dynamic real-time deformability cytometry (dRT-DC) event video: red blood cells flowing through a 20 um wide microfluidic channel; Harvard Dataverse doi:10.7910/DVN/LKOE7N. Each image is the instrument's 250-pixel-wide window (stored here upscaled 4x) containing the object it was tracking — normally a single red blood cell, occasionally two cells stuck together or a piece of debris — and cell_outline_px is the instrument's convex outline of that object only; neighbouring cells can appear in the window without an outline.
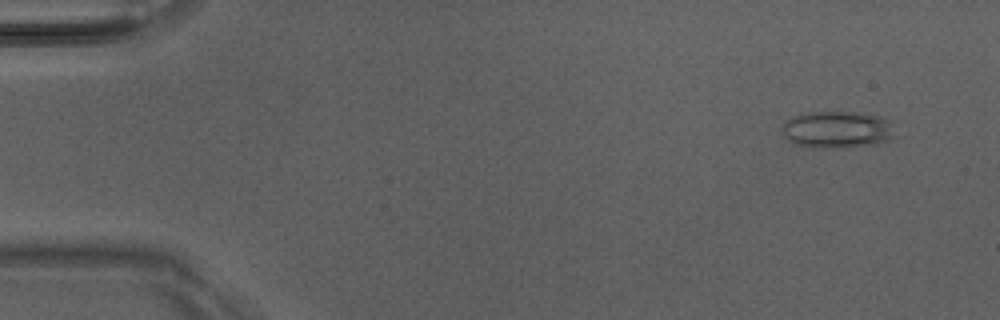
{"species": "Egyptian fruit bat (a non-hibernating species)", "species_latin": "Rousettus aegyptiacus", "temperature_condition": "room temperature", "stored_images_in_passage": 48, "camera_frame_rate_fps": 3000, "um_per_image_px": 0.085, "animal": {"sex": "male"}, "frame": {"image": 1, "passage_image": 1, "time_ms": 0.0, "image_size_px": [1000, 320], "cell_outline_px": [[892, 136], [876, 144], [844, 148], [816, 148], [796, 144], [788, 140], [784, 136], [780, 128], [784, 120], [792, 116], [804, 112], [852, 112], [880, 116], [892, 120]], "centroid_in_image_um": [71.09, 11.01], "position_along_channel_um": 13.9, "area_um2": 24.57}}
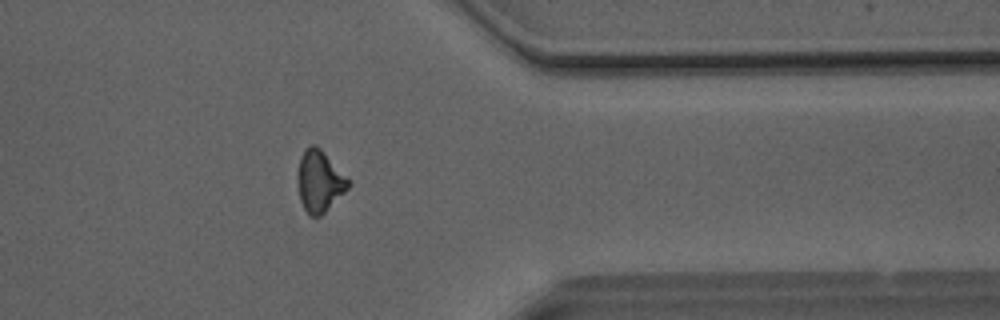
{"frame": {"image": 2, "passage_image": 38, "time_ms": 12.333, "image_size_px": [1000, 320], "cell_outline_px": [[352, 184], [320, 216], [308, 216], [300, 200], [296, 180], [296, 176], [300, 156], [304, 148], [312, 144], [316, 144], [352, 180]], "centroid_in_image_um": [27.15, 15.37], "position_along_channel_um": 384.3, "area_um2": 18.55}}
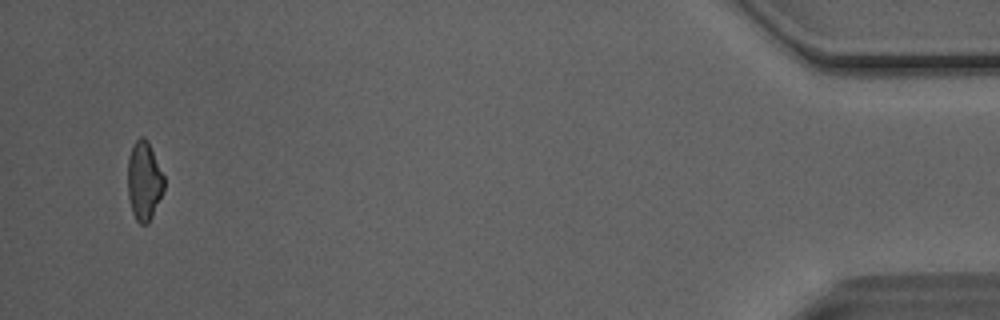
{"frame": {"image": 3, "passage_image": 46, "time_ms": 15.0, "image_size_px": [1000, 320], "cell_outline_px": [[164, 188], [152, 216], [148, 224], [140, 224], [136, 220], [132, 212], [128, 196], [128, 156], [132, 144], [140, 136], [144, 136], [148, 140], [164, 176]], "centroid_in_image_um": [12.23, 15.34], "position_along_channel_um": 423.0, "area_um2": 16.76}, "authors_computed_cell_mechanics": {"area_um2": 18.496, "velocity_mm_per_s": 4.0948, "shape_relaxation_time_tau1_ms": null, "shape_relaxation_time_tau2_ms": 2.8634, "deformation_change_tau1": null, "deformation_change_tau2": 0.1242}}